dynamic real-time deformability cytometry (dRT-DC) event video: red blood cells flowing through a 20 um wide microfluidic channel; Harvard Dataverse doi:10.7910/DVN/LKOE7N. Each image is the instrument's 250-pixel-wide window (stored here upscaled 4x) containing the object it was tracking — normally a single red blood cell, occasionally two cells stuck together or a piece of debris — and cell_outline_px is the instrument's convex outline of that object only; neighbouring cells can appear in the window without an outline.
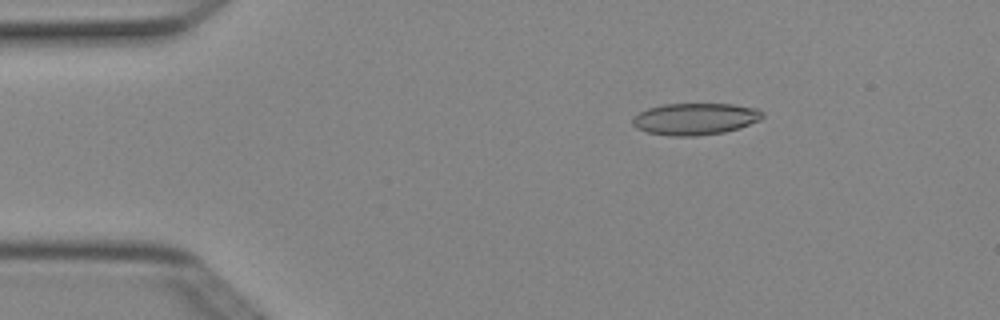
{"species": "Egyptian fruit bat (a non-hibernating species)", "species_latin": "Rousettus aegyptiacus", "temperature_condition": "cold", "stored_images_in_passage": 3, "camera_frame_rate_fps": 3000, "um_per_image_px": 0.085, "animal": {"sex": "female"}, "frame": {"image": 1, "passage_image": 1, "time_ms": 0.0, "image_size_px": [1000, 320], "cell_outline_px": [[764, 116], [760, 120], [740, 128], [724, 132], [696, 136], [668, 136], [648, 132], [636, 128], [632, 124], [632, 120], [640, 112], [648, 108], [664, 104], [732, 104], [756, 108], [764, 112]], "centroid_in_image_um": [59.11, 10.11], "position_along_channel_um": 25.9, "area_um2": 24.1}}
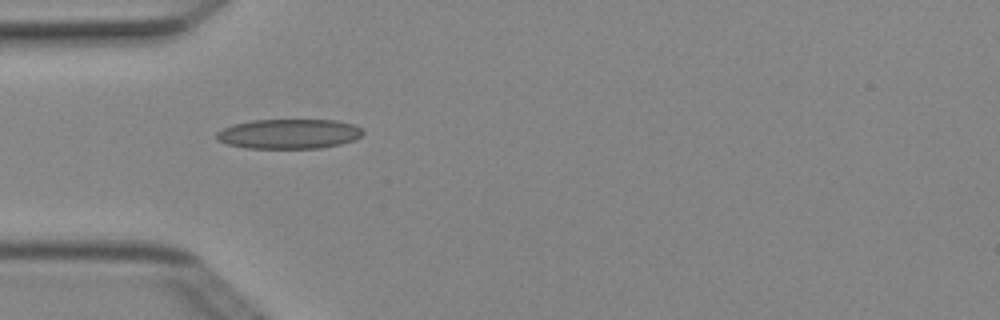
{"frame": {"image": 2, "passage_image": 3, "time_ms": 0.667, "image_size_px": [1000, 320], "cell_outline_px": [[364, 132], [356, 140], [340, 144], [320, 148], [248, 148], [228, 144], [216, 140], [216, 132], [232, 124], [252, 120], [336, 120], [356, 124]], "centroid_in_image_um": [24.57, 11.37], "position_along_channel_um": 60.4, "area_um2": 25.49}}